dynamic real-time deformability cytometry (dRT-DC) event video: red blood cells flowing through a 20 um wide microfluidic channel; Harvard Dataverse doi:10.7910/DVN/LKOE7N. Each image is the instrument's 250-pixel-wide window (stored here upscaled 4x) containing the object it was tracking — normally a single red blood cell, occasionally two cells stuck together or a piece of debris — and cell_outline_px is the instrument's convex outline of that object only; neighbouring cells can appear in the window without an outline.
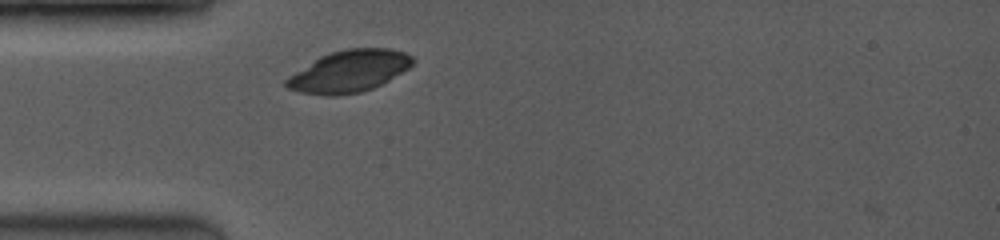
{"species": "common noctule bat (a hibernating species)", "species_latin": "Nyctalus noctula", "temperature_condition": "room temperature", "stored_images_in_passage": 3, "camera_frame_rate_fps": 3500, "um_per_image_px": 0.085, "animal": {"sex": "female", "body_mass_g": 19.0, "forearm_length_mm": 53.3}, "frame": {"image": 1, "passage_image": 2, "time_ms": 0.857, "image_size_px": [1000, 240], "cell_outline_px": [[412, 64], [408, 68], [388, 80], [372, 88], [360, 92], [336, 96], [324, 96], [300, 92], [288, 88], [284, 84], [284, 80], [288, 76], [320, 56], [344, 48], [388, 48], [404, 52], [412, 56]], "centroid_in_image_um": [29.63, 6.06], "position_along_channel_um": 55.4, "area_um2": 30.63}}